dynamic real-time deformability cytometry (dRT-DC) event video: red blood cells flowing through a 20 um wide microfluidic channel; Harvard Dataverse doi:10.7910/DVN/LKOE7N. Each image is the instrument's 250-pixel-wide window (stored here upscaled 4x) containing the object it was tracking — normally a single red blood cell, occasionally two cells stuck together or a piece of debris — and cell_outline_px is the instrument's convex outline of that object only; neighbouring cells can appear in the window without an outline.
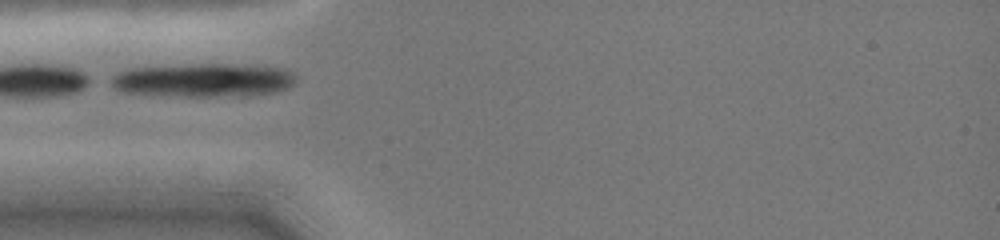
{"species": "common noctule bat (a hibernating species)", "species_latin": "Nyctalus noctula", "temperature_condition": "cold", "stored_images_in_passage": 6, "camera_frame_rate_fps": 3000, "um_per_image_px": 0.085, "animal": {"sex": "female", "body_mass_g": 19.0, "forearm_length_mm": 51.5}, "frame": {"image": 1, "passage_image": 4, "time_ms": 3.667, "image_size_px": [1000, 240], "cell_outline_px": [[296, 84], [288, 88], [276, 92], [252, 96], [152, 96], [120, 92], [112, 88], [112, 76], [128, 68], [204, 64], [220, 64], [280, 68], [292, 72], [296, 76]], "centroid_in_image_um": [17.26, 6.85], "position_along_channel_um": 67.7, "area_um2": 36.59}}
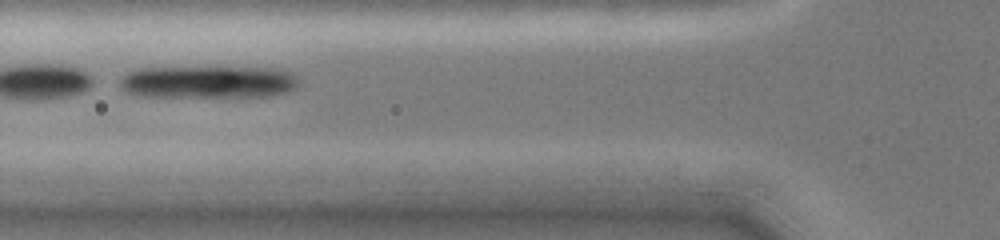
{"frame": {"image": 2, "passage_image": 5, "time_ms": 4.667, "image_size_px": [1000, 240], "cell_outline_px": [[300, 80], [296, 88], [288, 92], [272, 96], [136, 96], [124, 92], [120, 88], [120, 76], [128, 72], [140, 68], [216, 64], [276, 68], [292, 72]], "centroid_in_image_um": [17.71, 6.9], "position_along_channel_um": 108.1, "area_um2": 35.89}}